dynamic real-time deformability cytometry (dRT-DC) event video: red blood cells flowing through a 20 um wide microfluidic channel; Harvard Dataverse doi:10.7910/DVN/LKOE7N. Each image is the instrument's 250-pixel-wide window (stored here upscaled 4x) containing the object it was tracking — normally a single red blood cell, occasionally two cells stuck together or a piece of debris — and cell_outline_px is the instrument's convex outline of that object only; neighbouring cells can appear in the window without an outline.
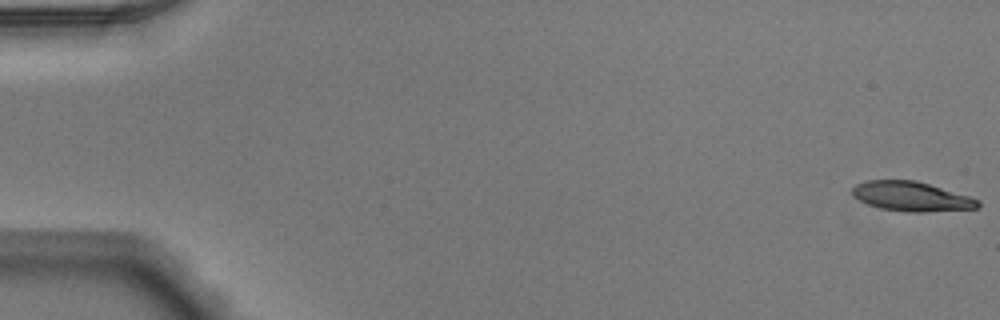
{"species": "Egyptian fruit bat (a non-hibernating species)", "species_latin": "Rousettus aegyptiacus", "temperature_condition": "warm", "stored_images_in_passage": 52, "camera_frame_rate_fps": 3000, "um_per_image_px": 0.085, "animal": {"sex": "male"}, "frame": {"image": 1, "passage_image": 1, "time_ms": 0.0, "image_size_px": [1000, 320], "cell_outline_px": [[980, 208], [924, 212], [908, 212], [880, 208], [868, 204], [860, 200], [852, 192], [852, 188], [856, 184], [868, 180], [916, 180], [972, 196], [980, 200]], "centroid_in_image_um": [77.54, 16.69], "position_along_channel_um": 7.5, "area_um2": 21.73}}
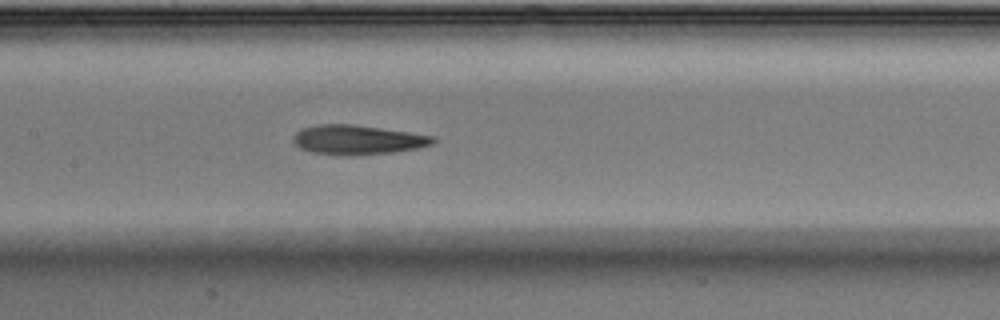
{"frame": {"image": 2, "passage_image": 26, "time_ms": 8.333, "image_size_px": [1000, 320], "cell_outline_px": [[436, 140], [432, 144], [416, 148], [392, 152], [312, 152], [300, 148], [292, 140], [292, 136], [300, 128], [316, 124], [352, 124], [436, 136]], "centroid_in_image_um": [30.38, 11.81], "position_along_channel_um": 177.0, "area_um2": 22.83}}
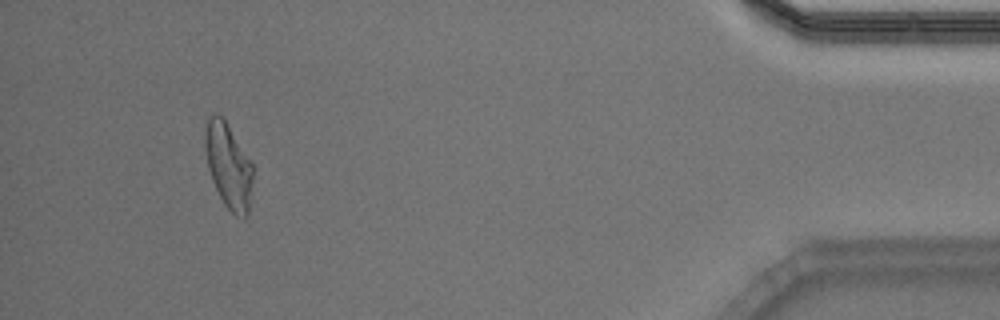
{"frame": {"image": 3, "passage_image": 49, "time_ms": 16.0, "image_size_px": [1000, 320], "cell_outline_px": [[252, 184], [248, 216], [244, 220], [236, 216], [224, 204], [212, 180], [208, 168], [204, 148], [204, 136], [208, 116], [212, 112], [216, 112], [224, 116], [252, 160]], "centroid_in_image_um": [19.42, 14.02], "position_along_channel_um": 415.8, "area_um2": 24.45}, "authors_computed_cell_mechanics": {"area_um2": 23.2645, "velocity_mm_per_s": 3.9217, "shape_relaxation_time_tau1_ms": 4.3811, "shape_relaxation_time_tau2_ms": 2.6713, "deformation_change_tau1": 0.1884, "deformation_change_tau2": 0.1342}}